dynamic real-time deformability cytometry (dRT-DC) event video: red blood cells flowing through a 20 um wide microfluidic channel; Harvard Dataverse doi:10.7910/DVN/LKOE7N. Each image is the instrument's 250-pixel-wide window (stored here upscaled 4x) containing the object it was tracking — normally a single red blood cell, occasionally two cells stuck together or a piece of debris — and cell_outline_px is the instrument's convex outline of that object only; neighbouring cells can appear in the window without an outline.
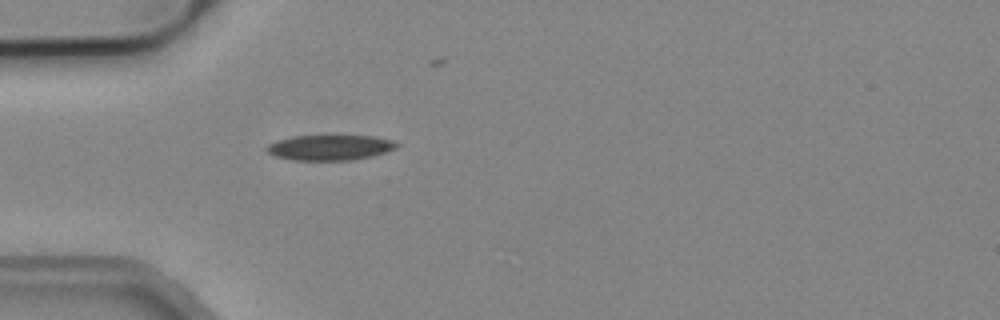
{"species": "common noctule bat (a hibernating species)", "species_latin": "Nyctalus noctula", "temperature_condition": "cold", "stored_images_in_passage": 1, "camera_frame_rate_fps": 3000, "um_per_image_px": 0.085, "animal": {"sex": "male", "body_mass_g": 19.2, "forearm_length_mm": 51.8}, "frame": {"image": 1, "passage_image": 1, "time_ms": 0.0, "image_size_px": [1000, 320], "cell_outline_px": [[400, 144], [396, 148], [384, 152], [368, 156], [348, 160], [292, 160], [276, 156], [268, 152], [264, 148], [268, 144], [276, 140], [292, 136], [332, 132], [372, 136], [392, 140]], "centroid_in_image_um": [28.0, 12.47], "position_along_channel_um": 57.0, "area_um2": 20.11}}